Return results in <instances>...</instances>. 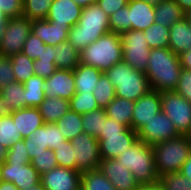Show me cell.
Listing matches in <instances>:
<instances>
[{
  "mask_svg": "<svg viewBox=\"0 0 191 190\" xmlns=\"http://www.w3.org/2000/svg\"><path fill=\"white\" fill-rule=\"evenodd\" d=\"M182 70L179 55L167 48L151 49L145 75L152 90H175Z\"/></svg>",
  "mask_w": 191,
  "mask_h": 190,
  "instance_id": "cell-1",
  "label": "cell"
},
{
  "mask_svg": "<svg viewBox=\"0 0 191 190\" xmlns=\"http://www.w3.org/2000/svg\"><path fill=\"white\" fill-rule=\"evenodd\" d=\"M108 17L96 2L82 7L80 19L69 29L67 41L81 52L99 37L110 32Z\"/></svg>",
  "mask_w": 191,
  "mask_h": 190,
  "instance_id": "cell-2",
  "label": "cell"
},
{
  "mask_svg": "<svg viewBox=\"0 0 191 190\" xmlns=\"http://www.w3.org/2000/svg\"><path fill=\"white\" fill-rule=\"evenodd\" d=\"M122 53L120 34L107 32L80 52V63L104 73L123 61Z\"/></svg>",
  "mask_w": 191,
  "mask_h": 190,
  "instance_id": "cell-3",
  "label": "cell"
},
{
  "mask_svg": "<svg viewBox=\"0 0 191 190\" xmlns=\"http://www.w3.org/2000/svg\"><path fill=\"white\" fill-rule=\"evenodd\" d=\"M104 74L114 85L116 96L119 98L137 101L151 90L145 72L131 67L124 61L113 65Z\"/></svg>",
  "mask_w": 191,
  "mask_h": 190,
  "instance_id": "cell-4",
  "label": "cell"
},
{
  "mask_svg": "<svg viewBox=\"0 0 191 190\" xmlns=\"http://www.w3.org/2000/svg\"><path fill=\"white\" fill-rule=\"evenodd\" d=\"M191 153L189 135H178L153 146V157L159 177L167 173L179 172Z\"/></svg>",
  "mask_w": 191,
  "mask_h": 190,
  "instance_id": "cell-5",
  "label": "cell"
},
{
  "mask_svg": "<svg viewBox=\"0 0 191 190\" xmlns=\"http://www.w3.org/2000/svg\"><path fill=\"white\" fill-rule=\"evenodd\" d=\"M115 159L133 173V176L139 184L159 180L154 163L153 146L139 139Z\"/></svg>",
  "mask_w": 191,
  "mask_h": 190,
  "instance_id": "cell-6",
  "label": "cell"
},
{
  "mask_svg": "<svg viewBox=\"0 0 191 190\" xmlns=\"http://www.w3.org/2000/svg\"><path fill=\"white\" fill-rule=\"evenodd\" d=\"M99 140L101 159L117 158L138 140L137 132L127 126L103 117V130Z\"/></svg>",
  "mask_w": 191,
  "mask_h": 190,
  "instance_id": "cell-7",
  "label": "cell"
},
{
  "mask_svg": "<svg viewBox=\"0 0 191 190\" xmlns=\"http://www.w3.org/2000/svg\"><path fill=\"white\" fill-rule=\"evenodd\" d=\"M161 109L180 135L191 132V102L175 90L161 92Z\"/></svg>",
  "mask_w": 191,
  "mask_h": 190,
  "instance_id": "cell-8",
  "label": "cell"
},
{
  "mask_svg": "<svg viewBox=\"0 0 191 190\" xmlns=\"http://www.w3.org/2000/svg\"><path fill=\"white\" fill-rule=\"evenodd\" d=\"M123 61L131 67L145 72L151 48L143 31L129 30L120 34Z\"/></svg>",
  "mask_w": 191,
  "mask_h": 190,
  "instance_id": "cell-9",
  "label": "cell"
},
{
  "mask_svg": "<svg viewBox=\"0 0 191 190\" xmlns=\"http://www.w3.org/2000/svg\"><path fill=\"white\" fill-rule=\"evenodd\" d=\"M70 141L74 150L75 170L83 173L98 169L101 161L99 140L82 132Z\"/></svg>",
  "mask_w": 191,
  "mask_h": 190,
  "instance_id": "cell-10",
  "label": "cell"
},
{
  "mask_svg": "<svg viewBox=\"0 0 191 190\" xmlns=\"http://www.w3.org/2000/svg\"><path fill=\"white\" fill-rule=\"evenodd\" d=\"M32 21L21 15L8 20L0 44V56L10 57L22 52L24 43L31 33Z\"/></svg>",
  "mask_w": 191,
  "mask_h": 190,
  "instance_id": "cell-11",
  "label": "cell"
},
{
  "mask_svg": "<svg viewBox=\"0 0 191 190\" xmlns=\"http://www.w3.org/2000/svg\"><path fill=\"white\" fill-rule=\"evenodd\" d=\"M137 135L142 142L154 146L179 134L169 117L161 110L137 132Z\"/></svg>",
  "mask_w": 191,
  "mask_h": 190,
  "instance_id": "cell-12",
  "label": "cell"
},
{
  "mask_svg": "<svg viewBox=\"0 0 191 190\" xmlns=\"http://www.w3.org/2000/svg\"><path fill=\"white\" fill-rule=\"evenodd\" d=\"M2 181L12 182L19 190H26L40 183L41 175L31 163H2Z\"/></svg>",
  "mask_w": 191,
  "mask_h": 190,
  "instance_id": "cell-13",
  "label": "cell"
},
{
  "mask_svg": "<svg viewBox=\"0 0 191 190\" xmlns=\"http://www.w3.org/2000/svg\"><path fill=\"white\" fill-rule=\"evenodd\" d=\"M82 173L70 168L56 167L41 175L45 190H81Z\"/></svg>",
  "mask_w": 191,
  "mask_h": 190,
  "instance_id": "cell-14",
  "label": "cell"
},
{
  "mask_svg": "<svg viewBox=\"0 0 191 190\" xmlns=\"http://www.w3.org/2000/svg\"><path fill=\"white\" fill-rule=\"evenodd\" d=\"M161 110V92L149 90L144 96L134 101L132 129L138 132Z\"/></svg>",
  "mask_w": 191,
  "mask_h": 190,
  "instance_id": "cell-15",
  "label": "cell"
},
{
  "mask_svg": "<svg viewBox=\"0 0 191 190\" xmlns=\"http://www.w3.org/2000/svg\"><path fill=\"white\" fill-rule=\"evenodd\" d=\"M98 169L116 190H135L139 185L133 173L115 158L101 159Z\"/></svg>",
  "mask_w": 191,
  "mask_h": 190,
  "instance_id": "cell-16",
  "label": "cell"
},
{
  "mask_svg": "<svg viewBox=\"0 0 191 190\" xmlns=\"http://www.w3.org/2000/svg\"><path fill=\"white\" fill-rule=\"evenodd\" d=\"M45 97H59L68 101L76 93L73 70L57 69L45 79Z\"/></svg>",
  "mask_w": 191,
  "mask_h": 190,
  "instance_id": "cell-17",
  "label": "cell"
},
{
  "mask_svg": "<svg viewBox=\"0 0 191 190\" xmlns=\"http://www.w3.org/2000/svg\"><path fill=\"white\" fill-rule=\"evenodd\" d=\"M82 7L74 0H53L47 20L59 26L76 25L80 19Z\"/></svg>",
  "mask_w": 191,
  "mask_h": 190,
  "instance_id": "cell-18",
  "label": "cell"
},
{
  "mask_svg": "<svg viewBox=\"0 0 191 190\" xmlns=\"http://www.w3.org/2000/svg\"><path fill=\"white\" fill-rule=\"evenodd\" d=\"M70 26H59L47 19L33 20L31 33L42 40L45 45L57 46L67 41Z\"/></svg>",
  "mask_w": 191,
  "mask_h": 190,
  "instance_id": "cell-19",
  "label": "cell"
},
{
  "mask_svg": "<svg viewBox=\"0 0 191 190\" xmlns=\"http://www.w3.org/2000/svg\"><path fill=\"white\" fill-rule=\"evenodd\" d=\"M128 23L131 30L144 31L155 22V6L144 0H128Z\"/></svg>",
  "mask_w": 191,
  "mask_h": 190,
  "instance_id": "cell-20",
  "label": "cell"
},
{
  "mask_svg": "<svg viewBox=\"0 0 191 190\" xmlns=\"http://www.w3.org/2000/svg\"><path fill=\"white\" fill-rule=\"evenodd\" d=\"M11 115L22 138H27L28 135L45 124L38 108H22L12 112Z\"/></svg>",
  "mask_w": 191,
  "mask_h": 190,
  "instance_id": "cell-21",
  "label": "cell"
},
{
  "mask_svg": "<svg viewBox=\"0 0 191 190\" xmlns=\"http://www.w3.org/2000/svg\"><path fill=\"white\" fill-rule=\"evenodd\" d=\"M168 48L176 55L191 49V25L185 17L169 27Z\"/></svg>",
  "mask_w": 191,
  "mask_h": 190,
  "instance_id": "cell-22",
  "label": "cell"
},
{
  "mask_svg": "<svg viewBox=\"0 0 191 190\" xmlns=\"http://www.w3.org/2000/svg\"><path fill=\"white\" fill-rule=\"evenodd\" d=\"M73 73L77 93H93L100 76L103 74L99 69L82 63L73 70Z\"/></svg>",
  "mask_w": 191,
  "mask_h": 190,
  "instance_id": "cell-23",
  "label": "cell"
},
{
  "mask_svg": "<svg viewBox=\"0 0 191 190\" xmlns=\"http://www.w3.org/2000/svg\"><path fill=\"white\" fill-rule=\"evenodd\" d=\"M155 22L171 27L185 17V12L175 0H162L155 6Z\"/></svg>",
  "mask_w": 191,
  "mask_h": 190,
  "instance_id": "cell-24",
  "label": "cell"
},
{
  "mask_svg": "<svg viewBox=\"0 0 191 190\" xmlns=\"http://www.w3.org/2000/svg\"><path fill=\"white\" fill-rule=\"evenodd\" d=\"M134 101L125 98L115 97L105 108L106 115L128 128L132 129V115Z\"/></svg>",
  "mask_w": 191,
  "mask_h": 190,
  "instance_id": "cell-25",
  "label": "cell"
},
{
  "mask_svg": "<svg viewBox=\"0 0 191 190\" xmlns=\"http://www.w3.org/2000/svg\"><path fill=\"white\" fill-rule=\"evenodd\" d=\"M37 108L45 123H56L70 110V102L67 99L59 97H45Z\"/></svg>",
  "mask_w": 191,
  "mask_h": 190,
  "instance_id": "cell-26",
  "label": "cell"
},
{
  "mask_svg": "<svg viewBox=\"0 0 191 190\" xmlns=\"http://www.w3.org/2000/svg\"><path fill=\"white\" fill-rule=\"evenodd\" d=\"M54 62L58 69L74 70L80 64V52L68 41L54 46Z\"/></svg>",
  "mask_w": 191,
  "mask_h": 190,
  "instance_id": "cell-27",
  "label": "cell"
},
{
  "mask_svg": "<svg viewBox=\"0 0 191 190\" xmlns=\"http://www.w3.org/2000/svg\"><path fill=\"white\" fill-rule=\"evenodd\" d=\"M0 95L4 98L3 105L10 113L26 108L24 84L13 81L0 90Z\"/></svg>",
  "mask_w": 191,
  "mask_h": 190,
  "instance_id": "cell-28",
  "label": "cell"
},
{
  "mask_svg": "<svg viewBox=\"0 0 191 190\" xmlns=\"http://www.w3.org/2000/svg\"><path fill=\"white\" fill-rule=\"evenodd\" d=\"M25 104L27 107L37 108L45 99V79L38 75L29 77L24 83Z\"/></svg>",
  "mask_w": 191,
  "mask_h": 190,
  "instance_id": "cell-29",
  "label": "cell"
},
{
  "mask_svg": "<svg viewBox=\"0 0 191 190\" xmlns=\"http://www.w3.org/2000/svg\"><path fill=\"white\" fill-rule=\"evenodd\" d=\"M67 140L83 132L82 114L69 110L55 123Z\"/></svg>",
  "mask_w": 191,
  "mask_h": 190,
  "instance_id": "cell-30",
  "label": "cell"
},
{
  "mask_svg": "<svg viewBox=\"0 0 191 190\" xmlns=\"http://www.w3.org/2000/svg\"><path fill=\"white\" fill-rule=\"evenodd\" d=\"M29 158L32 160L37 155L44 153L47 147V123L23 138Z\"/></svg>",
  "mask_w": 191,
  "mask_h": 190,
  "instance_id": "cell-31",
  "label": "cell"
},
{
  "mask_svg": "<svg viewBox=\"0 0 191 190\" xmlns=\"http://www.w3.org/2000/svg\"><path fill=\"white\" fill-rule=\"evenodd\" d=\"M81 190H116L99 169L82 173Z\"/></svg>",
  "mask_w": 191,
  "mask_h": 190,
  "instance_id": "cell-32",
  "label": "cell"
},
{
  "mask_svg": "<svg viewBox=\"0 0 191 190\" xmlns=\"http://www.w3.org/2000/svg\"><path fill=\"white\" fill-rule=\"evenodd\" d=\"M53 0H22V15L29 20L46 19Z\"/></svg>",
  "mask_w": 191,
  "mask_h": 190,
  "instance_id": "cell-33",
  "label": "cell"
},
{
  "mask_svg": "<svg viewBox=\"0 0 191 190\" xmlns=\"http://www.w3.org/2000/svg\"><path fill=\"white\" fill-rule=\"evenodd\" d=\"M10 60L16 81L24 83L29 77L35 75L34 61L23 52L10 56Z\"/></svg>",
  "mask_w": 191,
  "mask_h": 190,
  "instance_id": "cell-34",
  "label": "cell"
},
{
  "mask_svg": "<svg viewBox=\"0 0 191 190\" xmlns=\"http://www.w3.org/2000/svg\"><path fill=\"white\" fill-rule=\"evenodd\" d=\"M146 41L151 49L167 48L169 44V27L154 22L143 31Z\"/></svg>",
  "mask_w": 191,
  "mask_h": 190,
  "instance_id": "cell-35",
  "label": "cell"
},
{
  "mask_svg": "<svg viewBox=\"0 0 191 190\" xmlns=\"http://www.w3.org/2000/svg\"><path fill=\"white\" fill-rule=\"evenodd\" d=\"M22 139L12 115L0 117V142L2 145L9 150L12 144Z\"/></svg>",
  "mask_w": 191,
  "mask_h": 190,
  "instance_id": "cell-36",
  "label": "cell"
},
{
  "mask_svg": "<svg viewBox=\"0 0 191 190\" xmlns=\"http://www.w3.org/2000/svg\"><path fill=\"white\" fill-rule=\"evenodd\" d=\"M95 100L99 108L105 109L107 105L116 97V92L112 82L103 73L93 91Z\"/></svg>",
  "mask_w": 191,
  "mask_h": 190,
  "instance_id": "cell-37",
  "label": "cell"
},
{
  "mask_svg": "<svg viewBox=\"0 0 191 190\" xmlns=\"http://www.w3.org/2000/svg\"><path fill=\"white\" fill-rule=\"evenodd\" d=\"M105 116L106 111L103 108L82 114L83 132L98 138L103 130V117Z\"/></svg>",
  "mask_w": 191,
  "mask_h": 190,
  "instance_id": "cell-38",
  "label": "cell"
},
{
  "mask_svg": "<svg viewBox=\"0 0 191 190\" xmlns=\"http://www.w3.org/2000/svg\"><path fill=\"white\" fill-rule=\"evenodd\" d=\"M69 102L70 110L78 114H85L99 109L98 103L95 100L93 93L76 92Z\"/></svg>",
  "mask_w": 191,
  "mask_h": 190,
  "instance_id": "cell-39",
  "label": "cell"
},
{
  "mask_svg": "<svg viewBox=\"0 0 191 190\" xmlns=\"http://www.w3.org/2000/svg\"><path fill=\"white\" fill-rule=\"evenodd\" d=\"M159 180L165 190H191V179L179 172L164 174Z\"/></svg>",
  "mask_w": 191,
  "mask_h": 190,
  "instance_id": "cell-40",
  "label": "cell"
},
{
  "mask_svg": "<svg viewBox=\"0 0 191 190\" xmlns=\"http://www.w3.org/2000/svg\"><path fill=\"white\" fill-rule=\"evenodd\" d=\"M54 154L58 162V167L75 170L74 150L71 141L67 140L62 142L60 146L55 147Z\"/></svg>",
  "mask_w": 191,
  "mask_h": 190,
  "instance_id": "cell-41",
  "label": "cell"
},
{
  "mask_svg": "<svg viewBox=\"0 0 191 190\" xmlns=\"http://www.w3.org/2000/svg\"><path fill=\"white\" fill-rule=\"evenodd\" d=\"M108 18L110 32L121 34L131 30V23H128V5L119 8L118 11L112 13Z\"/></svg>",
  "mask_w": 191,
  "mask_h": 190,
  "instance_id": "cell-42",
  "label": "cell"
},
{
  "mask_svg": "<svg viewBox=\"0 0 191 190\" xmlns=\"http://www.w3.org/2000/svg\"><path fill=\"white\" fill-rule=\"evenodd\" d=\"M31 164L40 175L58 167V162L56 160L54 150L51 149H47L44 151V153L34 157L31 160Z\"/></svg>",
  "mask_w": 191,
  "mask_h": 190,
  "instance_id": "cell-43",
  "label": "cell"
},
{
  "mask_svg": "<svg viewBox=\"0 0 191 190\" xmlns=\"http://www.w3.org/2000/svg\"><path fill=\"white\" fill-rule=\"evenodd\" d=\"M6 163H22L27 165L31 163V159L27 153L24 140L12 144L7 152Z\"/></svg>",
  "mask_w": 191,
  "mask_h": 190,
  "instance_id": "cell-44",
  "label": "cell"
},
{
  "mask_svg": "<svg viewBox=\"0 0 191 190\" xmlns=\"http://www.w3.org/2000/svg\"><path fill=\"white\" fill-rule=\"evenodd\" d=\"M44 46L46 45L42 40H40L33 33H30L24 43L22 52L34 61L38 56H41Z\"/></svg>",
  "mask_w": 191,
  "mask_h": 190,
  "instance_id": "cell-45",
  "label": "cell"
},
{
  "mask_svg": "<svg viewBox=\"0 0 191 190\" xmlns=\"http://www.w3.org/2000/svg\"><path fill=\"white\" fill-rule=\"evenodd\" d=\"M13 81L16 79L10 57L0 56V90Z\"/></svg>",
  "mask_w": 191,
  "mask_h": 190,
  "instance_id": "cell-46",
  "label": "cell"
},
{
  "mask_svg": "<svg viewBox=\"0 0 191 190\" xmlns=\"http://www.w3.org/2000/svg\"><path fill=\"white\" fill-rule=\"evenodd\" d=\"M175 91L191 102V70L182 68Z\"/></svg>",
  "mask_w": 191,
  "mask_h": 190,
  "instance_id": "cell-47",
  "label": "cell"
},
{
  "mask_svg": "<svg viewBox=\"0 0 191 190\" xmlns=\"http://www.w3.org/2000/svg\"><path fill=\"white\" fill-rule=\"evenodd\" d=\"M67 139L61 133L59 127L55 123H47V147L54 150L55 147L61 145Z\"/></svg>",
  "mask_w": 191,
  "mask_h": 190,
  "instance_id": "cell-48",
  "label": "cell"
},
{
  "mask_svg": "<svg viewBox=\"0 0 191 190\" xmlns=\"http://www.w3.org/2000/svg\"><path fill=\"white\" fill-rule=\"evenodd\" d=\"M0 10L10 19L22 15V0H0Z\"/></svg>",
  "mask_w": 191,
  "mask_h": 190,
  "instance_id": "cell-49",
  "label": "cell"
},
{
  "mask_svg": "<svg viewBox=\"0 0 191 190\" xmlns=\"http://www.w3.org/2000/svg\"><path fill=\"white\" fill-rule=\"evenodd\" d=\"M33 67L35 75L44 79L50 77L58 69L55 62H42L41 60H34Z\"/></svg>",
  "mask_w": 191,
  "mask_h": 190,
  "instance_id": "cell-50",
  "label": "cell"
},
{
  "mask_svg": "<svg viewBox=\"0 0 191 190\" xmlns=\"http://www.w3.org/2000/svg\"><path fill=\"white\" fill-rule=\"evenodd\" d=\"M96 3L108 16H110L112 13L118 11L119 8L125 7L128 0H96Z\"/></svg>",
  "mask_w": 191,
  "mask_h": 190,
  "instance_id": "cell-51",
  "label": "cell"
},
{
  "mask_svg": "<svg viewBox=\"0 0 191 190\" xmlns=\"http://www.w3.org/2000/svg\"><path fill=\"white\" fill-rule=\"evenodd\" d=\"M54 46L46 45L44 46L43 53L38 56L36 60H41L42 62H54Z\"/></svg>",
  "mask_w": 191,
  "mask_h": 190,
  "instance_id": "cell-52",
  "label": "cell"
},
{
  "mask_svg": "<svg viewBox=\"0 0 191 190\" xmlns=\"http://www.w3.org/2000/svg\"><path fill=\"white\" fill-rule=\"evenodd\" d=\"M179 60L183 69L191 70V49L179 54Z\"/></svg>",
  "mask_w": 191,
  "mask_h": 190,
  "instance_id": "cell-53",
  "label": "cell"
},
{
  "mask_svg": "<svg viewBox=\"0 0 191 190\" xmlns=\"http://www.w3.org/2000/svg\"><path fill=\"white\" fill-rule=\"evenodd\" d=\"M179 173L185 177H189L191 179V153L188 159L183 163Z\"/></svg>",
  "mask_w": 191,
  "mask_h": 190,
  "instance_id": "cell-54",
  "label": "cell"
},
{
  "mask_svg": "<svg viewBox=\"0 0 191 190\" xmlns=\"http://www.w3.org/2000/svg\"><path fill=\"white\" fill-rule=\"evenodd\" d=\"M8 20L9 18L0 10V44L6 31V24L8 23Z\"/></svg>",
  "mask_w": 191,
  "mask_h": 190,
  "instance_id": "cell-55",
  "label": "cell"
},
{
  "mask_svg": "<svg viewBox=\"0 0 191 190\" xmlns=\"http://www.w3.org/2000/svg\"><path fill=\"white\" fill-rule=\"evenodd\" d=\"M146 190H165L160 180L155 182L146 183Z\"/></svg>",
  "mask_w": 191,
  "mask_h": 190,
  "instance_id": "cell-56",
  "label": "cell"
},
{
  "mask_svg": "<svg viewBox=\"0 0 191 190\" xmlns=\"http://www.w3.org/2000/svg\"><path fill=\"white\" fill-rule=\"evenodd\" d=\"M182 10L186 13L191 9V0H175Z\"/></svg>",
  "mask_w": 191,
  "mask_h": 190,
  "instance_id": "cell-57",
  "label": "cell"
},
{
  "mask_svg": "<svg viewBox=\"0 0 191 190\" xmlns=\"http://www.w3.org/2000/svg\"><path fill=\"white\" fill-rule=\"evenodd\" d=\"M0 190H19L12 182L2 181L0 183Z\"/></svg>",
  "mask_w": 191,
  "mask_h": 190,
  "instance_id": "cell-58",
  "label": "cell"
},
{
  "mask_svg": "<svg viewBox=\"0 0 191 190\" xmlns=\"http://www.w3.org/2000/svg\"><path fill=\"white\" fill-rule=\"evenodd\" d=\"M4 98L2 95H0V117H3V116H8L10 115V111L8 110V108H6L4 105Z\"/></svg>",
  "mask_w": 191,
  "mask_h": 190,
  "instance_id": "cell-59",
  "label": "cell"
},
{
  "mask_svg": "<svg viewBox=\"0 0 191 190\" xmlns=\"http://www.w3.org/2000/svg\"><path fill=\"white\" fill-rule=\"evenodd\" d=\"M8 149L2 145L0 142V164L6 161Z\"/></svg>",
  "mask_w": 191,
  "mask_h": 190,
  "instance_id": "cell-60",
  "label": "cell"
},
{
  "mask_svg": "<svg viewBox=\"0 0 191 190\" xmlns=\"http://www.w3.org/2000/svg\"><path fill=\"white\" fill-rule=\"evenodd\" d=\"M77 4H79L81 7H86L92 3H95L96 0H74Z\"/></svg>",
  "mask_w": 191,
  "mask_h": 190,
  "instance_id": "cell-61",
  "label": "cell"
},
{
  "mask_svg": "<svg viewBox=\"0 0 191 190\" xmlns=\"http://www.w3.org/2000/svg\"><path fill=\"white\" fill-rule=\"evenodd\" d=\"M26 190H45V188L42 186L41 183H39V184H37V185H35V186H33V187H29V188L26 189Z\"/></svg>",
  "mask_w": 191,
  "mask_h": 190,
  "instance_id": "cell-62",
  "label": "cell"
},
{
  "mask_svg": "<svg viewBox=\"0 0 191 190\" xmlns=\"http://www.w3.org/2000/svg\"><path fill=\"white\" fill-rule=\"evenodd\" d=\"M185 18H186V20L189 22V24L191 25V9L188 10V11L185 13Z\"/></svg>",
  "mask_w": 191,
  "mask_h": 190,
  "instance_id": "cell-63",
  "label": "cell"
},
{
  "mask_svg": "<svg viewBox=\"0 0 191 190\" xmlns=\"http://www.w3.org/2000/svg\"><path fill=\"white\" fill-rule=\"evenodd\" d=\"M144 1L147 2V3H149V4H151V5L156 6V5H158V3H159L160 1H162V0H144Z\"/></svg>",
  "mask_w": 191,
  "mask_h": 190,
  "instance_id": "cell-64",
  "label": "cell"
},
{
  "mask_svg": "<svg viewBox=\"0 0 191 190\" xmlns=\"http://www.w3.org/2000/svg\"><path fill=\"white\" fill-rule=\"evenodd\" d=\"M135 190H146V183L145 184H139Z\"/></svg>",
  "mask_w": 191,
  "mask_h": 190,
  "instance_id": "cell-65",
  "label": "cell"
},
{
  "mask_svg": "<svg viewBox=\"0 0 191 190\" xmlns=\"http://www.w3.org/2000/svg\"><path fill=\"white\" fill-rule=\"evenodd\" d=\"M2 182V177H1V164H0V183Z\"/></svg>",
  "mask_w": 191,
  "mask_h": 190,
  "instance_id": "cell-66",
  "label": "cell"
}]
</instances>
